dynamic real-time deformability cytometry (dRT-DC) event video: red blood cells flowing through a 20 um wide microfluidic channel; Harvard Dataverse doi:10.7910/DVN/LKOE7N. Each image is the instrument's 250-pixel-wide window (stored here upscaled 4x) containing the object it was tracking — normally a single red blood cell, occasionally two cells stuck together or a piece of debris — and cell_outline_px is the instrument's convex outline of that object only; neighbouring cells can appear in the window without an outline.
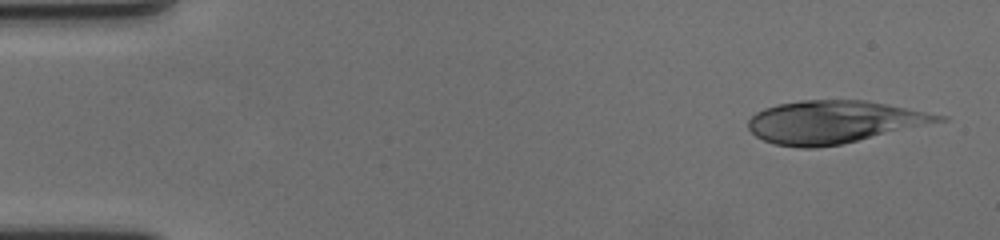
{"species": "human", "species_latin": "Homo sapiens", "temperature_condition": "cold", "stored_images_in_passage": 20, "camera_frame_rate_fps": 3000, "um_per_image_px": 0.085, "donor": {"sex": "female"}, "frame": {"image": 1, "passage_image": 1, "time_ms": 0.0, "image_size_px": [1000, 240], "cell_outline_px": [[948, 120], [840, 144], [808, 148], [804, 148], [776, 144], [764, 140], [756, 136], [748, 128], [748, 120], [756, 112], [764, 108], [780, 104], [800, 100], [864, 100], [948, 116]], "centroid_in_image_um": [70.87, 10.36], "position_along_channel_um": 14.1, "area_um2": 46.64}}